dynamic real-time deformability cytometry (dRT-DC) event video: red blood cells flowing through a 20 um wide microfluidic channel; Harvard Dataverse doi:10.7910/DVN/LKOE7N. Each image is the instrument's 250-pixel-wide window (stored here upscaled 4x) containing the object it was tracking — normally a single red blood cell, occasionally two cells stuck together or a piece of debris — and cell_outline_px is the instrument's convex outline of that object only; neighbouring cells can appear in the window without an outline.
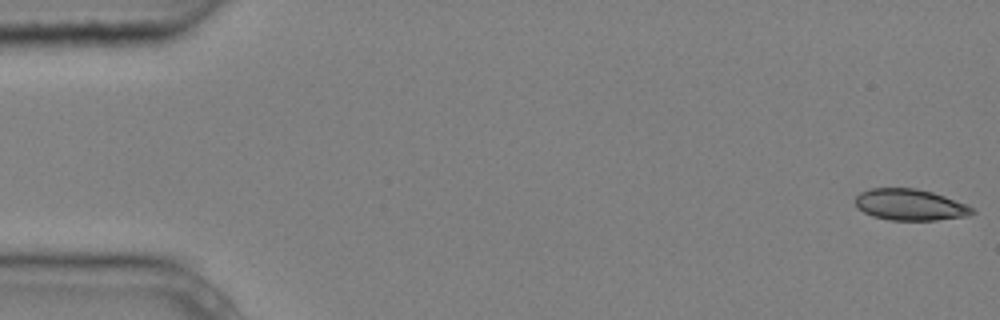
{"species": "common noctule bat (a hibernating species)", "species_latin": "Nyctalus noctula", "temperature_condition": "cold", "stored_images_in_passage": 5, "camera_frame_rate_fps": 3000, "um_per_image_px": 0.085, "animal": {"sex": "male", "body_mass_g": 20.4}, "frame": {"image": 1, "passage_image": 1, "time_ms": 0.0, "image_size_px": [1000, 320], "cell_outline_px": [[976, 212], [968, 216], [936, 220], [888, 220], [872, 216], [856, 208], [856, 196], [860, 192], [872, 188], [916, 188], [932, 192], [968, 204]], "centroid_in_image_um": [77.36, 17.41], "position_along_channel_um": 7.6, "area_um2": 21.44}}
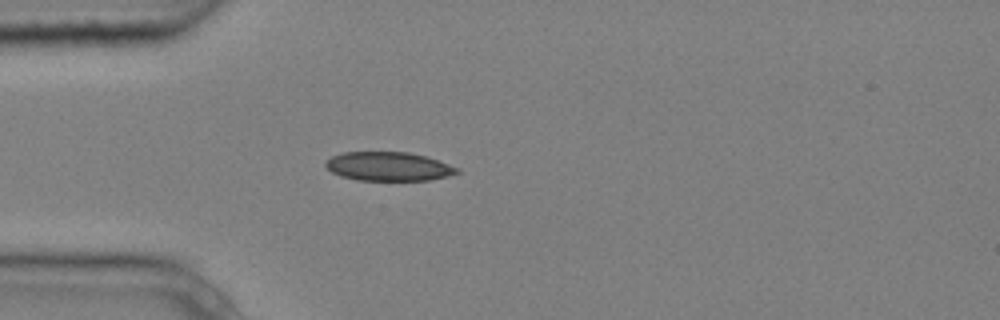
{"frame": {"image": 2, "passage_image": 5, "time_ms": 1.333, "image_size_px": [1000, 320], "cell_outline_px": [[460, 172], [448, 176], [428, 180], [356, 180], [340, 176], [332, 172], [324, 164], [332, 156], [344, 152], [408, 152], [424, 156], [460, 168]], "centroid_in_image_um": [33.02, 14.15], "position_along_channel_um": 52.0, "area_um2": 21.96}}